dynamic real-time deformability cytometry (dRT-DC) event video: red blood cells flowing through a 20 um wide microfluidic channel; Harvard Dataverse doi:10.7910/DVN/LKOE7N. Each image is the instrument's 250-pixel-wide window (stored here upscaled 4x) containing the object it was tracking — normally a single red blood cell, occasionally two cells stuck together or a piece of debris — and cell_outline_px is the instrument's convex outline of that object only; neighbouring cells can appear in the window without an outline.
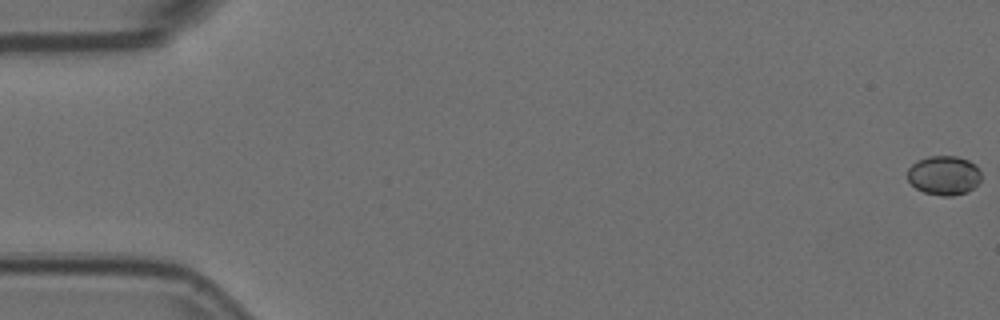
{"species": "Egyptian fruit bat (a non-hibernating species)", "species_latin": "Rousettus aegyptiacus", "temperature_condition": "room temperature", "stored_images_in_passage": 3, "camera_frame_rate_fps": 3000, "um_per_image_px": 0.085, "animal": {"sex": "female"}, "frame": {"image": 1, "passage_image": 3, "time_ms": 0.667, "image_size_px": [1000, 320], "cell_outline_px": [[980, 180], [968, 192], [952, 196], [940, 196], [924, 192], [916, 188], [908, 180], [908, 168], [916, 160], [928, 156], [956, 156], [968, 160], [976, 164], [980, 168]], "centroid_in_image_um": [80.24, 14.9], "position_along_channel_um": 4.8, "area_um2": 16.99}}